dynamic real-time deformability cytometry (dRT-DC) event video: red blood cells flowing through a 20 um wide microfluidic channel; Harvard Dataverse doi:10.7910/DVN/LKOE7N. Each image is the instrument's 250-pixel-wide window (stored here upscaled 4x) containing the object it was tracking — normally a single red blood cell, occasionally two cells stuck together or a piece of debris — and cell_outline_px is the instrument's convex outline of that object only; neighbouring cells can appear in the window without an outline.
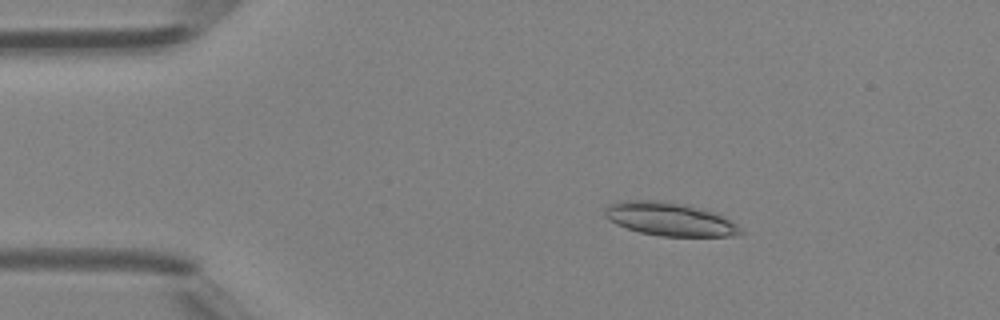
{"species": "Egyptian fruit bat (a non-hibernating species)", "species_latin": "Rousettus aegyptiacus", "temperature_condition": "room temperature", "stored_images_in_passage": 11, "camera_frame_rate_fps": 3000, "um_per_image_px": 0.085, "animal": {"sex": "female"}, "frame": {"image": 1, "passage_image": 4, "time_ms": 1.0, "image_size_px": [1000, 320], "cell_outline_px": [[744, 232], [736, 236], [660, 236], [640, 232], [616, 224], [604, 216], [604, 208], [608, 204], [628, 200], [656, 200], [684, 204], [704, 208], [716, 212], [724, 216], [736, 224]], "centroid_in_image_um": [56.95, 18.62], "position_along_channel_um": 28.1, "area_um2": 26.47}}
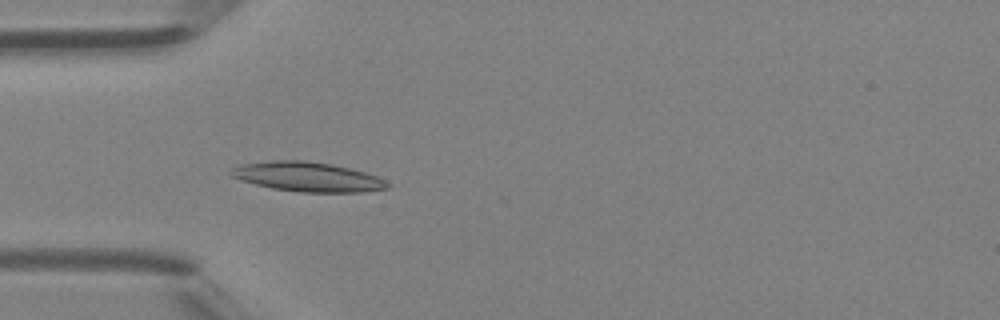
{"frame": {"image": 2, "passage_image": 10, "time_ms": 3.0, "image_size_px": [1000, 320], "cell_outline_px": [[392, 184], [388, 188], [364, 192], [300, 192], [272, 188], [240, 180], [232, 176], [228, 172], [232, 168], [244, 164], [272, 160], [304, 160], [332, 164], [364, 172], [376, 176]], "centroid_in_image_um": [26.15, 15.03], "position_along_channel_um": 58.8, "area_um2": 26.82}}